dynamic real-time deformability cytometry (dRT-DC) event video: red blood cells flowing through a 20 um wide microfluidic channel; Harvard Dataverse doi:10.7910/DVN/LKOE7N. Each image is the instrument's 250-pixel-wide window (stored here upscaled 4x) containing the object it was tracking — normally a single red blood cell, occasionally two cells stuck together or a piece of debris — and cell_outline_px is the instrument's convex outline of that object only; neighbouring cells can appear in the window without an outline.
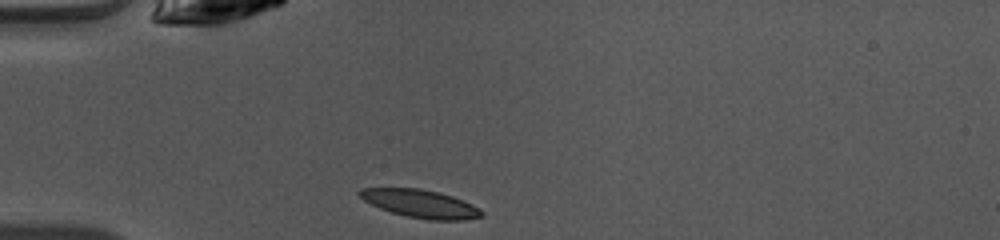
{"species": "common noctule bat (a hibernating species)", "species_latin": "Nyctalus noctula", "temperature_condition": "warm", "stored_images_in_passage": 36, "camera_frame_rate_fps": 3000, "um_per_image_px": 0.085, "animal": {"sex": "female", "body_mass_g": 10.0, "forearm_length_mm": 53.1}, "frame": {"image": 1, "passage_image": 1, "time_ms": 0.0, "image_size_px": [1000, 240], "cell_outline_px": [[484, 216], [464, 220], [428, 220], [408, 216], [392, 212], [380, 208], [364, 200], [356, 192], [360, 188], [420, 188], [452, 196], [472, 204], [480, 208], [484, 212]], "centroid_in_image_um": [35.76, 17.31], "position_along_channel_um": 49.2, "area_um2": 19.83}}
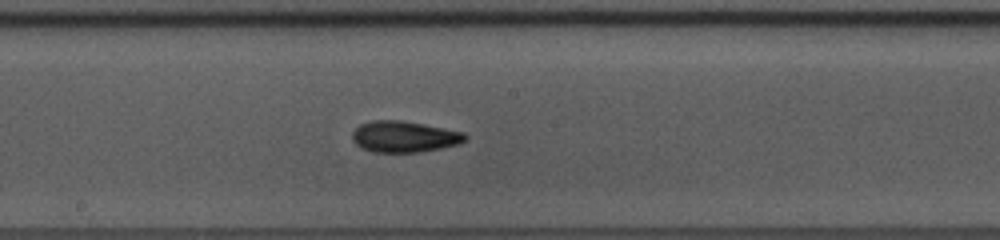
{"frame": {"image": 2, "passage_image": 14, "time_ms": 4.333, "image_size_px": [1000, 240], "cell_outline_px": [[468, 136], [460, 144], [420, 152], [372, 152], [360, 148], [352, 140], [352, 132], [360, 124], [372, 120], [400, 120], [424, 124], [464, 132]], "centroid_in_image_um": [34.34, 11.62], "position_along_channel_um": 213.9, "area_um2": 20.63}}
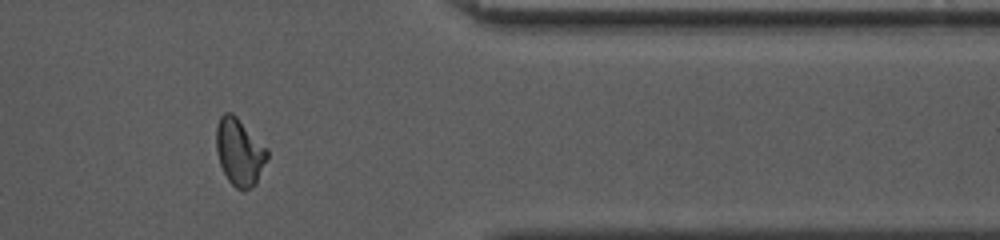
{"frame": {"image": 3, "passage_image": 28, "time_ms": 9.0, "image_size_px": [1000, 240], "cell_outline_px": [[268, 156], [256, 184], [252, 188], [244, 192], [236, 188], [228, 180], [220, 164], [216, 152], [216, 128], [220, 116], [224, 112], [232, 112], [268, 148]], "centroid_in_image_um": [20.36, 12.93], "position_along_channel_um": 391.0, "area_um2": 20.11}, "authors_computed_cell_mechanics": {"area_um2": 19.6231, "velocity_mm_per_s": 4.1025, "shape_relaxation_time_tau1_ms": 3.8384, "shape_relaxation_time_tau2_ms": 1.8487, "deformation_change_tau1": 0.151, "deformation_change_tau2": 0.0884}}